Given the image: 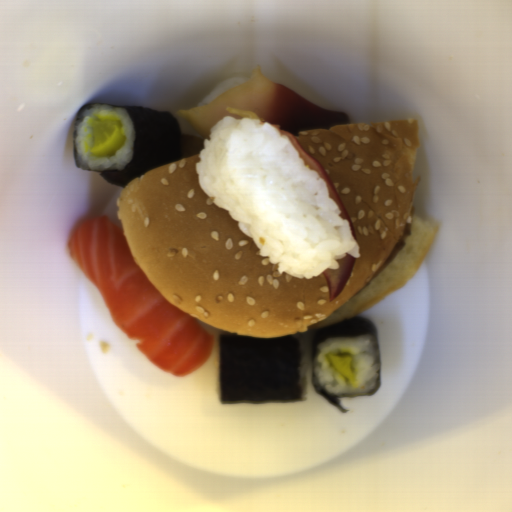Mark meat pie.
Listing matches in <instances>:
<instances>
[{"label":"meat pie","instance_id":"b5893723","mask_svg":"<svg viewBox=\"0 0 512 512\" xmlns=\"http://www.w3.org/2000/svg\"><path fill=\"white\" fill-rule=\"evenodd\" d=\"M414 213L415 209L414 207L411 208L410 214L406 220L403 235L397 245L395 246L394 250L388 257V259L384 262V264L377 270V272L371 277V279L367 282V284L363 287V289L371 283L382 271L383 269L392 261V259L401 251V249L406 245V239L407 237H411L412 235V223L414 219ZM362 289V290H363ZM361 290V291H362Z\"/></svg>","mask_w":512,"mask_h":512}]
</instances>
